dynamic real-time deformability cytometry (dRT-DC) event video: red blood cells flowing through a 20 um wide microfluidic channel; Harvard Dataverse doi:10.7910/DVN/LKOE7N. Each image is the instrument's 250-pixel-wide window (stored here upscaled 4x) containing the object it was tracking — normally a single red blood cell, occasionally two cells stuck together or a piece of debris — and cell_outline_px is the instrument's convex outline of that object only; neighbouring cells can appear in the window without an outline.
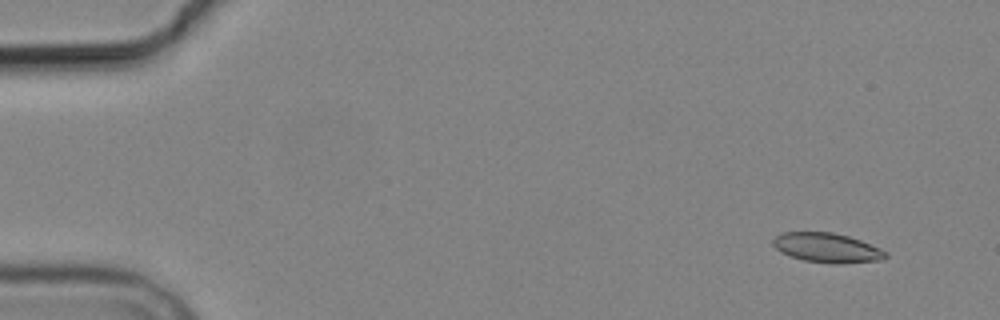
{"species": "common noctule bat (a hibernating species)", "species_latin": "Nyctalus noctula", "temperature_condition": "cold", "stored_images_in_passage": 7, "camera_frame_rate_fps": 3000, "um_per_image_px": 0.085, "animal": {"sex": "male", "body_mass_g": 19.2, "forearm_length_mm": 51.8}, "frame": {"image": 1, "passage_image": 1, "time_ms": 0.0, "image_size_px": [1000, 320], "cell_outline_px": [[888, 256], [880, 260], [840, 264], [832, 264], [804, 260], [780, 252], [772, 244], [772, 240], [780, 232], [832, 232], [848, 236], [860, 240], [880, 248], [888, 252]], "centroid_in_image_um": [70.3, 21.06], "position_along_channel_um": 14.7, "area_um2": 19.42}}